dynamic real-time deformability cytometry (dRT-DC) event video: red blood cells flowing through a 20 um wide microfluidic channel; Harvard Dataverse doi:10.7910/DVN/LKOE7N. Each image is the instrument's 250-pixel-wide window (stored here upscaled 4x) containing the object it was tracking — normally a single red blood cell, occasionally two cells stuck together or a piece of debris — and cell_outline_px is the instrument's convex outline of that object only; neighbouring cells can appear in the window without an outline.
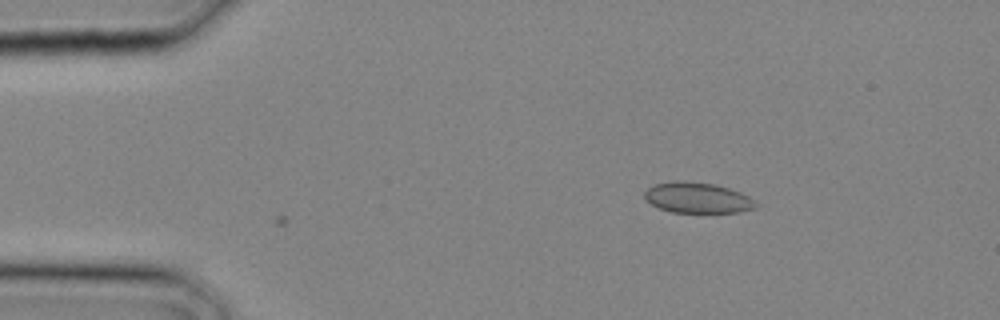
{"species": "common noctule bat (a hibernating species)", "species_latin": "Nyctalus noctula", "temperature_condition": "cold", "stored_images_in_passage": 2, "camera_frame_rate_fps": 3000, "um_per_image_px": 0.085, "animal": {"sex": "male", "body_mass_g": 20.4}, "frame": {"image": 1, "passage_image": 1, "time_ms": 0.0, "image_size_px": [1000, 320], "cell_outline_px": [[760, 204], [756, 208], [740, 212], [672, 212], [660, 208], [652, 204], [644, 196], [644, 192], [652, 184], [676, 180], [680, 180], [712, 184], [728, 188], [740, 192], [748, 196]], "centroid_in_image_um": [59.3, 16.8], "position_along_channel_um": 25.7, "area_um2": 19.83}}